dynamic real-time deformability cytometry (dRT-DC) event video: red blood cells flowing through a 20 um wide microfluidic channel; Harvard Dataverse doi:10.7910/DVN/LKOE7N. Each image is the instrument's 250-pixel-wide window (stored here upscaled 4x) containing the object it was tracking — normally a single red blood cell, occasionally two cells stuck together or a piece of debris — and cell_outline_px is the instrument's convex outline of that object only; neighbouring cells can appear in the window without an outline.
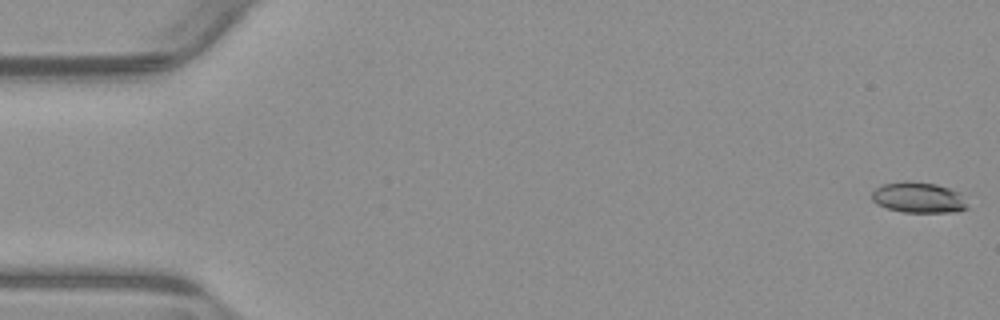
{"species": "common noctule bat (a hibernating species)", "species_latin": "Nyctalus noctula", "temperature_condition": "warm", "stored_images_in_passage": 54, "camera_frame_rate_fps": 3000, "um_per_image_px": 0.085, "animal": {"sex": "male", "body_mass_g": 23.1, "forearm_length_mm": 52.7}, "frame": {"image": 1, "passage_image": 1, "time_ms": 0.0, "image_size_px": [1000, 320], "cell_outline_px": [[968, 208], [956, 212], [904, 212], [888, 208], [876, 204], [872, 200], [872, 192], [880, 184], [904, 180], [908, 180], [936, 184], [960, 192]], "centroid_in_image_um": [78.04, 16.77], "position_along_channel_um": 7.0, "area_um2": 17.22}}
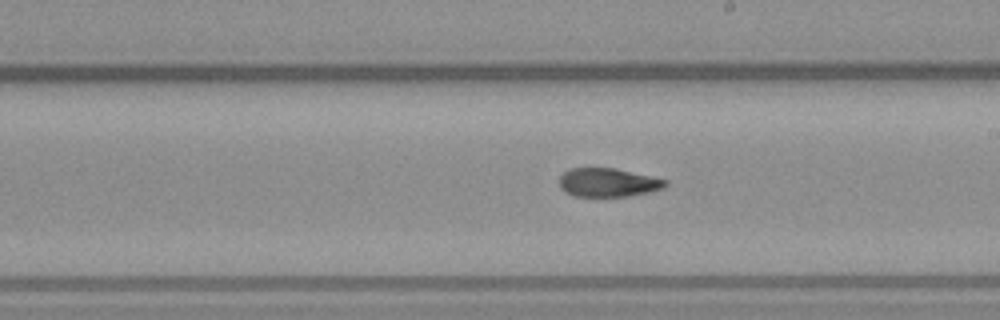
{"frame": {"image": 2, "passage_image": 31, "time_ms": 10.0, "image_size_px": [1000, 320], "cell_outline_px": [[668, 184], [664, 188], [648, 192], [628, 196], [572, 196], [564, 192], [560, 188], [560, 176], [564, 172], [572, 168], [612, 168], [668, 180]], "centroid_in_image_um": [51.66, 15.52], "position_along_channel_um": 237.3, "area_um2": 17.57}}
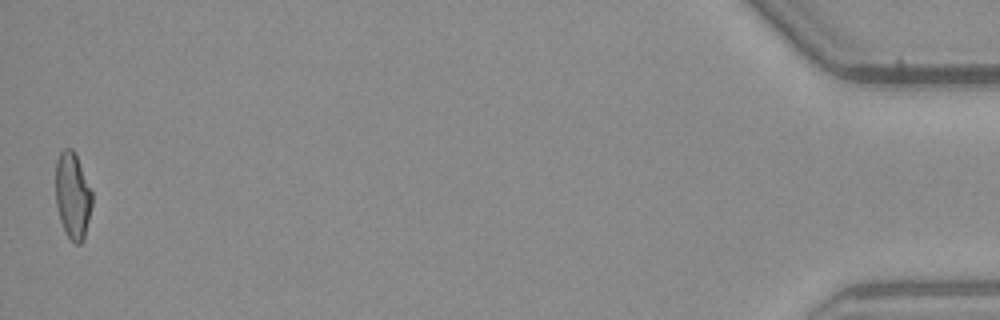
{"frame": {"image": 3, "passage_image": 54, "time_ms": 17.667, "image_size_px": [1000, 320], "cell_outline_px": [[92, 204], [84, 240], [80, 244], [76, 244], [68, 236], [60, 220], [56, 204], [56, 160], [60, 152], [64, 148], [72, 148], [76, 156], [92, 192]], "centroid_in_image_um": [6.17, 16.63], "position_along_channel_um": 429.0, "area_um2": 18.15}, "authors_computed_cell_mechanics": {"area_um2": 18.2359, "velocity_mm_per_s": 3.8368, "shape_relaxation_time_tau1_ms": null, "shape_relaxation_time_tau2_ms": 2.7563, "deformation_change_tau1": null, "deformation_change_tau2": 0.0991}}